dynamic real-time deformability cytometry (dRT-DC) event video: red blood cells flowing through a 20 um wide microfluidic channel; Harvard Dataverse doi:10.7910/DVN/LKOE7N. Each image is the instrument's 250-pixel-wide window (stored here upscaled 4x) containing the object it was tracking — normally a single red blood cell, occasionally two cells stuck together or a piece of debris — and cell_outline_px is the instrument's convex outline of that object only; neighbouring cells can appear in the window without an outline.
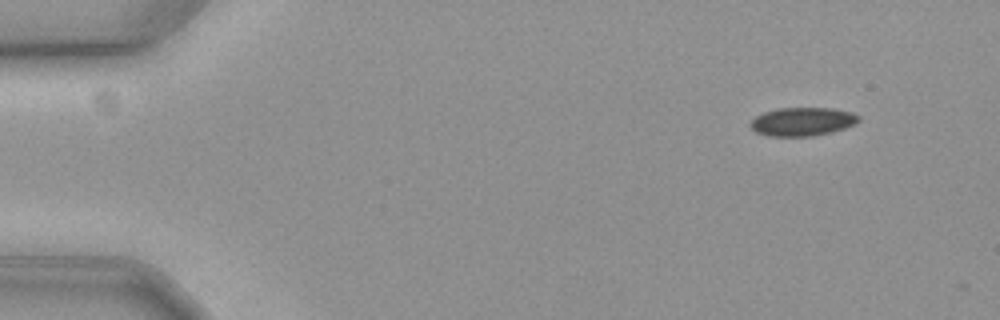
{"species": "common noctule bat (a hibernating species)", "species_latin": "Nyctalus noctula", "temperature_condition": "cold", "stored_images_in_passage": 5, "camera_frame_rate_fps": 3000, "um_per_image_px": 0.085, "animal": {"sex": "female", "body_mass_g": 19.3, "forearm_length_mm": 54.1}, "frame": {"image": 1, "passage_image": 1, "time_ms": 0.0, "image_size_px": [1000, 320], "cell_outline_px": [[860, 120], [856, 124], [832, 132], [812, 136], [768, 136], [756, 132], [748, 124], [756, 116], [764, 112], [780, 108], [832, 108], [848, 112], [860, 116]], "centroid_in_image_um": [68.2, 10.34], "position_along_channel_um": 16.8, "area_um2": 17.92}}